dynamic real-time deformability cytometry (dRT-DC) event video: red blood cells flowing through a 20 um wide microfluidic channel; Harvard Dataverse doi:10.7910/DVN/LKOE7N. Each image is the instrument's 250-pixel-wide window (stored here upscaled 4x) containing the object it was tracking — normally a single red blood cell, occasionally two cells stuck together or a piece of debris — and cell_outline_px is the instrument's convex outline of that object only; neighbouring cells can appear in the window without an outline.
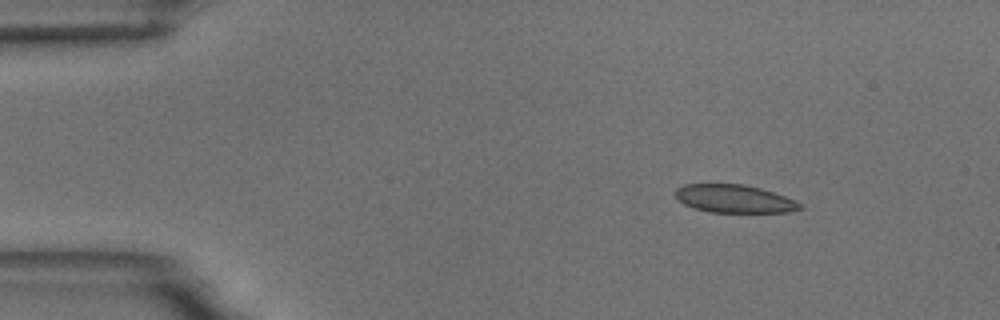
{"species": "common noctule bat (a hibernating species)", "species_latin": "Nyctalus noctula", "temperature_condition": "room temperature", "stored_images_in_passage": 48, "camera_frame_rate_fps": 3000, "um_per_image_px": 0.085, "animal": {"sex": "male", "body_mass_g": 18.8}, "frame": {"image": 1, "passage_image": 1, "time_ms": 0.0, "image_size_px": [1000, 320], "cell_outline_px": [[804, 208], [788, 212], [708, 212], [684, 204], [676, 200], [676, 188], [684, 184], [744, 184], [760, 188], [796, 200], [804, 204]], "centroid_in_image_um": [62.43, 16.89], "position_along_channel_um": 22.6, "area_um2": 20.4}}
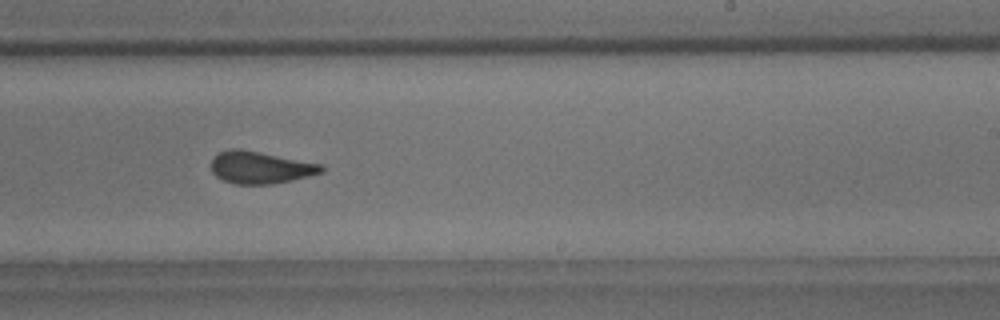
{"frame": {"image": 2, "passage_image": 27, "time_ms": 8.667, "image_size_px": [1000, 320], "cell_outline_px": [[324, 172], [292, 180], [272, 184], [236, 184], [224, 180], [216, 176], [212, 172], [212, 160], [220, 152], [228, 148], [240, 148], [324, 164]], "centroid_in_image_um": [22.16, 14.22], "position_along_channel_um": 266.8, "area_um2": 20.75}}
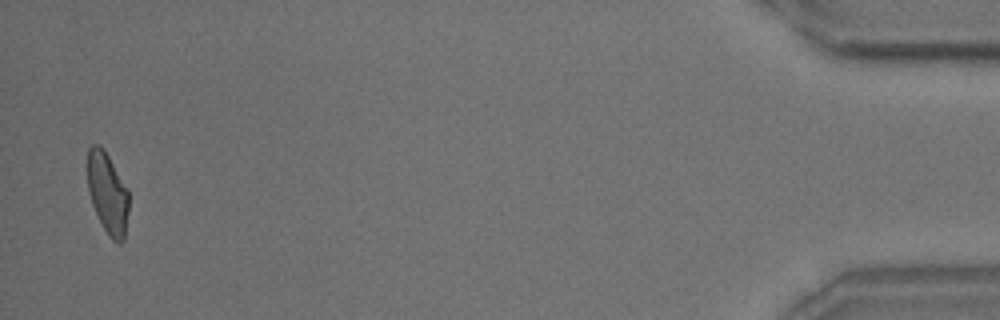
{"frame": {"image": 3, "passage_image": 47, "time_ms": 15.333, "image_size_px": [1000, 320], "cell_outline_px": [[128, 212], [124, 240], [120, 244], [112, 240], [108, 236], [92, 204], [88, 192], [88, 148], [92, 144], [100, 144], [104, 148], [128, 188]], "centroid_in_image_um": [9.15, 16.4], "position_along_channel_um": 426.0, "area_um2": 19.65}, "authors_computed_cell_mechanics": {"area_um2": 21.0392, "velocity_mm_per_s": 3.6998, "shape_relaxation_time_tau1_ms": 4.9719, "shape_relaxation_time_tau2_ms": 1.5472, "deformation_change_tau1": 0.1206, "deformation_change_tau2": 0.066}}